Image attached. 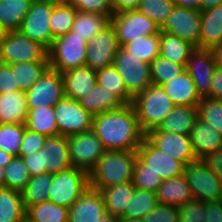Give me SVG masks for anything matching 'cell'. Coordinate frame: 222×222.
Here are the masks:
<instances>
[{
  "mask_svg": "<svg viewBox=\"0 0 222 222\" xmlns=\"http://www.w3.org/2000/svg\"><path fill=\"white\" fill-rule=\"evenodd\" d=\"M77 11L106 15L109 19L113 15L111 0H68Z\"/></svg>",
  "mask_w": 222,
  "mask_h": 222,
  "instance_id": "49",
  "label": "cell"
},
{
  "mask_svg": "<svg viewBox=\"0 0 222 222\" xmlns=\"http://www.w3.org/2000/svg\"><path fill=\"white\" fill-rule=\"evenodd\" d=\"M21 222H31V221L25 217Z\"/></svg>",
  "mask_w": 222,
  "mask_h": 222,
  "instance_id": "68",
  "label": "cell"
},
{
  "mask_svg": "<svg viewBox=\"0 0 222 222\" xmlns=\"http://www.w3.org/2000/svg\"><path fill=\"white\" fill-rule=\"evenodd\" d=\"M106 213L100 191L89 187L69 208L68 222H98Z\"/></svg>",
  "mask_w": 222,
  "mask_h": 222,
  "instance_id": "20",
  "label": "cell"
},
{
  "mask_svg": "<svg viewBox=\"0 0 222 222\" xmlns=\"http://www.w3.org/2000/svg\"><path fill=\"white\" fill-rule=\"evenodd\" d=\"M119 222H143V220H134V219H123V218H120Z\"/></svg>",
  "mask_w": 222,
  "mask_h": 222,
  "instance_id": "65",
  "label": "cell"
},
{
  "mask_svg": "<svg viewBox=\"0 0 222 222\" xmlns=\"http://www.w3.org/2000/svg\"><path fill=\"white\" fill-rule=\"evenodd\" d=\"M26 128L47 137L58 136V126L55 119L54 107H39L28 109Z\"/></svg>",
  "mask_w": 222,
  "mask_h": 222,
  "instance_id": "31",
  "label": "cell"
},
{
  "mask_svg": "<svg viewBox=\"0 0 222 222\" xmlns=\"http://www.w3.org/2000/svg\"><path fill=\"white\" fill-rule=\"evenodd\" d=\"M53 173H44L32 176L21 191L24 207L27 210L30 206H35L48 201V191L52 185Z\"/></svg>",
  "mask_w": 222,
  "mask_h": 222,
  "instance_id": "34",
  "label": "cell"
},
{
  "mask_svg": "<svg viewBox=\"0 0 222 222\" xmlns=\"http://www.w3.org/2000/svg\"><path fill=\"white\" fill-rule=\"evenodd\" d=\"M57 0H33L30 10L22 20L19 31L47 50L52 46L50 18Z\"/></svg>",
  "mask_w": 222,
  "mask_h": 222,
  "instance_id": "7",
  "label": "cell"
},
{
  "mask_svg": "<svg viewBox=\"0 0 222 222\" xmlns=\"http://www.w3.org/2000/svg\"><path fill=\"white\" fill-rule=\"evenodd\" d=\"M205 202L193 199L177 207L179 222H206Z\"/></svg>",
  "mask_w": 222,
  "mask_h": 222,
  "instance_id": "48",
  "label": "cell"
},
{
  "mask_svg": "<svg viewBox=\"0 0 222 222\" xmlns=\"http://www.w3.org/2000/svg\"><path fill=\"white\" fill-rule=\"evenodd\" d=\"M221 4H222V0H200V11L213 8Z\"/></svg>",
  "mask_w": 222,
  "mask_h": 222,
  "instance_id": "59",
  "label": "cell"
},
{
  "mask_svg": "<svg viewBox=\"0 0 222 222\" xmlns=\"http://www.w3.org/2000/svg\"><path fill=\"white\" fill-rule=\"evenodd\" d=\"M109 23L110 19L106 15L77 11L71 31L88 43Z\"/></svg>",
  "mask_w": 222,
  "mask_h": 222,
  "instance_id": "35",
  "label": "cell"
},
{
  "mask_svg": "<svg viewBox=\"0 0 222 222\" xmlns=\"http://www.w3.org/2000/svg\"><path fill=\"white\" fill-rule=\"evenodd\" d=\"M189 136L197 159H204L222 148V135L200 118H197Z\"/></svg>",
  "mask_w": 222,
  "mask_h": 222,
  "instance_id": "21",
  "label": "cell"
},
{
  "mask_svg": "<svg viewBox=\"0 0 222 222\" xmlns=\"http://www.w3.org/2000/svg\"><path fill=\"white\" fill-rule=\"evenodd\" d=\"M0 54L6 65L18 62H49L48 50L20 31L6 33Z\"/></svg>",
  "mask_w": 222,
  "mask_h": 222,
  "instance_id": "8",
  "label": "cell"
},
{
  "mask_svg": "<svg viewBox=\"0 0 222 222\" xmlns=\"http://www.w3.org/2000/svg\"><path fill=\"white\" fill-rule=\"evenodd\" d=\"M183 175L191 188L194 199L202 202L222 200L221 182L203 159L186 165Z\"/></svg>",
  "mask_w": 222,
  "mask_h": 222,
  "instance_id": "10",
  "label": "cell"
},
{
  "mask_svg": "<svg viewBox=\"0 0 222 222\" xmlns=\"http://www.w3.org/2000/svg\"><path fill=\"white\" fill-rule=\"evenodd\" d=\"M139 2L140 0H111L113 14L128 10H136Z\"/></svg>",
  "mask_w": 222,
  "mask_h": 222,
  "instance_id": "57",
  "label": "cell"
},
{
  "mask_svg": "<svg viewBox=\"0 0 222 222\" xmlns=\"http://www.w3.org/2000/svg\"><path fill=\"white\" fill-rule=\"evenodd\" d=\"M40 169L48 173H58L73 167L69 157L68 139L58 135L47 137L44 146L39 150Z\"/></svg>",
  "mask_w": 222,
  "mask_h": 222,
  "instance_id": "19",
  "label": "cell"
},
{
  "mask_svg": "<svg viewBox=\"0 0 222 222\" xmlns=\"http://www.w3.org/2000/svg\"><path fill=\"white\" fill-rule=\"evenodd\" d=\"M200 12V49H213L222 44V4Z\"/></svg>",
  "mask_w": 222,
  "mask_h": 222,
  "instance_id": "24",
  "label": "cell"
},
{
  "mask_svg": "<svg viewBox=\"0 0 222 222\" xmlns=\"http://www.w3.org/2000/svg\"><path fill=\"white\" fill-rule=\"evenodd\" d=\"M197 118V106H175L157 129L166 133L190 135Z\"/></svg>",
  "mask_w": 222,
  "mask_h": 222,
  "instance_id": "25",
  "label": "cell"
},
{
  "mask_svg": "<svg viewBox=\"0 0 222 222\" xmlns=\"http://www.w3.org/2000/svg\"><path fill=\"white\" fill-rule=\"evenodd\" d=\"M156 197L159 204L176 207L194 199L191 188L183 174L168 180H163V183L156 191Z\"/></svg>",
  "mask_w": 222,
  "mask_h": 222,
  "instance_id": "27",
  "label": "cell"
},
{
  "mask_svg": "<svg viewBox=\"0 0 222 222\" xmlns=\"http://www.w3.org/2000/svg\"><path fill=\"white\" fill-rule=\"evenodd\" d=\"M175 6L174 0H140L136 10L161 27Z\"/></svg>",
  "mask_w": 222,
  "mask_h": 222,
  "instance_id": "45",
  "label": "cell"
},
{
  "mask_svg": "<svg viewBox=\"0 0 222 222\" xmlns=\"http://www.w3.org/2000/svg\"><path fill=\"white\" fill-rule=\"evenodd\" d=\"M136 160V151H105L89 173L90 188L99 191L132 181Z\"/></svg>",
  "mask_w": 222,
  "mask_h": 222,
  "instance_id": "2",
  "label": "cell"
},
{
  "mask_svg": "<svg viewBox=\"0 0 222 222\" xmlns=\"http://www.w3.org/2000/svg\"><path fill=\"white\" fill-rule=\"evenodd\" d=\"M80 105L93 116L122 108L125 104L104 86L96 83L90 93L80 98Z\"/></svg>",
  "mask_w": 222,
  "mask_h": 222,
  "instance_id": "26",
  "label": "cell"
},
{
  "mask_svg": "<svg viewBox=\"0 0 222 222\" xmlns=\"http://www.w3.org/2000/svg\"><path fill=\"white\" fill-rule=\"evenodd\" d=\"M0 107L3 123L25 124L28 113L24 91L0 95Z\"/></svg>",
  "mask_w": 222,
  "mask_h": 222,
  "instance_id": "32",
  "label": "cell"
},
{
  "mask_svg": "<svg viewBox=\"0 0 222 222\" xmlns=\"http://www.w3.org/2000/svg\"><path fill=\"white\" fill-rule=\"evenodd\" d=\"M4 60L2 59L1 57V54H0V69L4 66Z\"/></svg>",
  "mask_w": 222,
  "mask_h": 222,
  "instance_id": "66",
  "label": "cell"
},
{
  "mask_svg": "<svg viewBox=\"0 0 222 222\" xmlns=\"http://www.w3.org/2000/svg\"><path fill=\"white\" fill-rule=\"evenodd\" d=\"M6 33L7 32L0 27V49H1V46L3 44Z\"/></svg>",
  "mask_w": 222,
  "mask_h": 222,
  "instance_id": "64",
  "label": "cell"
},
{
  "mask_svg": "<svg viewBox=\"0 0 222 222\" xmlns=\"http://www.w3.org/2000/svg\"><path fill=\"white\" fill-rule=\"evenodd\" d=\"M20 91L16 83L15 73L12 72L11 66L4 64L0 69V95Z\"/></svg>",
  "mask_w": 222,
  "mask_h": 222,
  "instance_id": "52",
  "label": "cell"
},
{
  "mask_svg": "<svg viewBox=\"0 0 222 222\" xmlns=\"http://www.w3.org/2000/svg\"><path fill=\"white\" fill-rule=\"evenodd\" d=\"M135 189L133 182L130 181L99 190L103 197L106 212L120 218L132 199Z\"/></svg>",
  "mask_w": 222,
  "mask_h": 222,
  "instance_id": "28",
  "label": "cell"
},
{
  "mask_svg": "<svg viewBox=\"0 0 222 222\" xmlns=\"http://www.w3.org/2000/svg\"><path fill=\"white\" fill-rule=\"evenodd\" d=\"M5 187V174L4 168L0 166V188Z\"/></svg>",
  "mask_w": 222,
  "mask_h": 222,
  "instance_id": "63",
  "label": "cell"
},
{
  "mask_svg": "<svg viewBox=\"0 0 222 222\" xmlns=\"http://www.w3.org/2000/svg\"><path fill=\"white\" fill-rule=\"evenodd\" d=\"M88 43L71 30L53 40L48 50L49 68L60 73L85 65Z\"/></svg>",
  "mask_w": 222,
  "mask_h": 222,
  "instance_id": "4",
  "label": "cell"
},
{
  "mask_svg": "<svg viewBox=\"0 0 222 222\" xmlns=\"http://www.w3.org/2000/svg\"><path fill=\"white\" fill-rule=\"evenodd\" d=\"M159 204L156 193L135 189L134 195L127 205L123 219L143 220L144 216L154 210Z\"/></svg>",
  "mask_w": 222,
  "mask_h": 222,
  "instance_id": "37",
  "label": "cell"
},
{
  "mask_svg": "<svg viewBox=\"0 0 222 222\" xmlns=\"http://www.w3.org/2000/svg\"><path fill=\"white\" fill-rule=\"evenodd\" d=\"M69 157L73 167L88 173L96 166L105 153L102 142L93 130L67 136Z\"/></svg>",
  "mask_w": 222,
  "mask_h": 222,
  "instance_id": "12",
  "label": "cell"
},
{
  "mask_svg": "<svg viewBox=\"0 0 222 222\" xmlns=\"http://www.w3.org/2000/svg\"><path fill=\"white\" fill-rule=\"evenodd\" d=\"M118 48L115 28L109 23L88 41L85 65L94 71L113 65Z\"/></svg>",
  "mask_w": 222,
  "mask_h": 222,
  "instance_id": "15",
  "label": "cell"
},
{
  "mask_svg": "<svg viewBox=\"0 0 222 222\" xmlns=\"http://www.w3.org/2000/svg\"><path fill=\"white\" fill-rule=\"evenodd\" d=\"M26 209L20 191L0 188V222H21Z\"/></svg>",
  "mask_w": 222,
  "mask_h": 222,
  "instance_id": "33",
  "label": "cell"
},
{
  "mask_svg": "<svg viewBox=\"0 0 222 222\" xmlns=\"http://www.w3.org/2000/svg\"><path fill=\"white\" fill-rule=\"evenodd\" d=\"M24 132L25 124L2 123L0 125V149L12 156H18Z\"/></svg>",
  "mask_w": 222,
  "mask_h": 222,
  "instance_id": "43",
  "label": "cell"
},
{
  "mask_svg": "<svg viewBox=\"0 0 222 222\" xmlns=\"http://www.w3.org/2000/svg\"><path fill=\"white\" fill-rule=\"evenodd\" d=\"M200 28L201 12L199 10L176 5L160 27V31L168 32L200 48Z\"/></svg>",
  "mask_w": 222,
  "mask_h": 222,
  "instance_id": "14",
  "label": "cell"
},
{
  "mask_svg": "<svg viewBox=\"0 0 222 222\" xmlns=\"http://www.w3.org/2000/svg\"><path fill=\"white\" fill-rule=\"evenodd\" d=\"M5 187L22 191L31 176L22 157L13 156L10 163L4 167Z\"/></svg>",
  "mask_w": 222,
  "mask_h": 222,
  "instance_id": "42",
  "label": "cell"
},
{
  "mask_svg": "<svg viewBox=\"0 0 222 222\" xmlns=\"http://www.w3.org/2000/svg\"><path fill=\"white\" fill-rule=\"evenodd\" d=\"M123 48L140 60L150 64L159 56L160 33L137 38L124 45Z\"/></svg>",
  "mask_w": 222,
  "mask_h": 222,
  "instance_id": "41",
  "label": "cell"
},
{
  "mask_svg": "<svg viewBox=\"0 0 222 222\" xmlns=\"http://www.w3.org/2000/svg\"><path fill=\"white\" fill-rule=\"evenodd\" d=\"M197 110L198 118L207 122L222 135V101L201 98Z\"/></svg>",
  "mask_w": 222,
  "mask_h": 222,
  "instance_id": "46",
  "label": "cell"
},
{
  "mask_svg": "<svg viewBox=\"0 0 222 222\" xmlns=\"http://www.w3.org/2000/svg\"><path fill=\"white\" fill-rule=\"evenodd\" d=\"M137 158L144 164V171H152L163 180L180 176L185 165L157 149L146 137L136 151Z\"/></svg>",
  "mask_w": 222,
  "mask_h": 222,
  "instance_id": "16",
  "label": "cell"
},
{
  "mask_svg": "<svg viewBox=\"0 0 222 222\" xmlns=\"http://www.w3.org/2000/svg\"><path fill=\"white\" fill-rule=\"evenodd\" d=\"M25 95L28 109L54 107L65 96L62 73L48 68Z\"/></svg>",
  "mask_w": 222,
  "mask_h": 222,
  "instance_id": "13",
  "label": "cell"
},
{
  "mask_svg": "<svg viewBox=\"0 0 222 222\" xmlns=\"http://www.w3.org/2000/svg\"><path fill=\"white\" fill-rule=\"evenodd\" d=\"M96 82L115 94L125 105L132 104L133 97L127 92L123 78L113 65L97 70Z\"/></svg>",
  "mask_w": 222,
  "mask_h": 222,
  "instance_id": "39",
  "label": "cell"
},
{
  "mask_svg": "<svg viewBox=\"0 0 222 222\" xmlns=\"http://www.w3.org/2000/svg\"><path fill=\"white\" fill-rule=\"evenodd\" d=\"M54 114L59 135L67 137L92 130L94 116L78 100L64 96L54 106Z\"/></svg>",
  "mask_w": 222,
  "mask_h": 222,
  "instance_id": "11",
  "label": "cell"
},
{
  "mask_svg": "<svg viewBox=\"0 0 222 222\" xmlns=\"http://www.w3.org/2000/svg\"><path fill=\"white\" fill-rule=\"evenodd\" d=\"M69 208L45 201L30 206L26 210V218L31 222H68Z\"/></svg>",
  "mask_w": 222,
  "mask_h": 222,
  "instance_id": "40",
  "label": "cell"
},
{
  "mask_svg": "<svg viewBox=\"0 0 222 222\" xmlns=\"http://www.w3.org/2000/svg\"><path fill=\"white\" fill-rule=\"evenodd\" d=\"M212 51L214 53L217 68L222 70V44L214 47Z\"/></svg>",
  "mask_w": 222,
  "mask_h": 222,
  "instance_id": "60",
  "label": "cell"
},
{
  "mask_svg": "<svg viewBox=\"0 0 222 222\" xmlns=\"http://www.w3.org/2000/svg\"><path fill=\"white\" fill-rule=\"evenodd\" d=\"M216 68L212 49L195 48L190 54L185 70L193 79L200 98H210V83Z\"/></svg>",
  "mask_w": 222,
  "mask_h": 222,
  "instance_id": "18",
  "label": "cell"
},
{
  "mask_svg": "<svg viewBox=\"0 0 222 222\" xmlns=\"http://www.w3.org/2000/svg\"><path fill=\"white\" fill-rule=\"evenodd\" d=\"M132 105L135 109L138 123L146 135L149 131L158 128L164 118L175 107L171 98L163 88L151 84L144 92L133 98Z\"/></svg>",
  "mask_w": 222,
  "mask_h": 222,
  "instance_id": "3",
  "label": "cell"
},
{
  "mask_svg": "<svg viewBox=\"0 0 222 222\" xmlns=\"http://www.w3.org/2000/svg\"><path fill=\"white\" fill-rule=\"evenodd\" d=\"M22 158L28 168L31 177L46 173L45 169H40L39 151H34V153H30L29 155L23 156Z\"/></svg>",
  "mask_w": 222,
  "mask_h": 222,
  "instance_id": "56",
  "label": "cell"
},
{
  "mask_svg": "<svg viewBox=\"0 0 222 222\" xmlns=\"http://www.w3.org/2000/svg\"><path fill=\"white\" fill-rule=\"evenodd\" d=\"M92 130L106 151H137L145 137L132 104L95 115Z\"/></svg>",
  "mask_w": 222,
  "mask_h": 222,
  "instance_id": "1",
  "label": "cell"
},
{
  "mask_svg": "<svg viewBox=\"0 0 222 222\" xmlns=\"http://www.w3.org/2000/svg\"><path fill=\"white\" fill-rule=\"evenodd\" d=\"M33 0H0V27L6 32L19 31Z\"/></svg>",
  "mask_w": 222,
  "mask_h": 222,
  "instance_id": "30",
  "label": "cell"
},
{
  "mask_svg": "<svg viewBox=\"0 0 222 222\" xmlns=\"http://www.w3.org/2000/svg\"><path fill=\"white\" fill-rule=\"evenodd\" d=\"M206 222H222V200L205 202Z\"/></svg>",
  "mask_w": 222,
  "mask_h": 222,
  "instance_id": "53",
  "label": "cell"
},
{
  "mask_svg": "<svg viewBox=\"0 0 222 222\" xmlns=\"http://www.w3.org/2000/svg\"><path fill=\"white\" fill-rule=\"evenodd\" d=\"M176 206L158 204V206L144 216L143 222H179Z\"/></svg>",
  "mask_w": 222,
  "mask_h": 222,
  "instance_id": "50",
  "label": "cell"
},
{
  "mask_svg": "<svg viewBox=\"0 0 222 222\" xmlns=\"http://www.w3.org/2000/svg\"><path fill=\"white\" fill-rule=\"evenodd\" d=\"M145 137L157 149L182 162L185 166L198 160L189 135L166 133L156 128L149 131Z\"/></svg>",
  "mask_w": 222,
  "mask_h": 222,
  "instance_id": "17",
  "label": "cell"
},
{
  "mask_svg": "<svg viewBox=\"0 0 222 222\" xmlns=\"http://www.w3.org/2000/svg\"><path fill=\"white\" fill-rule=\"evenodd\" d=\"M1 110V107H0ZM3 123V117H2V112L0 111V125Z\"/></svg>",
  "mask_w": 222,
  "mask_h": 222,
  "instance_id": "67",
  "label": "cell"
},
{
  "mask_svg": "<svg viewBox=\"0 0 222 222\" xmlns=\"http://www.w3.org/2000/svg\"><path fill=\"white\" fill-rule=\"evenodd\" d=\"M174 2L177 6L200 11V0H174Z\"/></svg>",
  "mask_w": 222,
  "mask_h": 222,
  "instance_id": "58",
  "label": "cell"
},
{
  "mask_svg": "<svg viewBox=\"0 0 222 222\" xmlns=\"http://www.w3.org/2000/svg\"><path fill=\"white\" fill-rule=\"evenodd\" d=\"M113 66L123 78L127 92L133 98L152 84L150 64L135 57L121 46L113 59Z\"/></svg>",
  "mask_w": 222,
  "mask_h": 222,
  "instance_id": "6",
  "label": "cell"
},
{
  "mask_svg": "<svg viewBox=\"0 0 222 222\" xmlns=\"http://www.w3.org/2000/svg\"><path fill=\"white\" fill-rule=\"evenodd\" d=\"M12 158L13 156L11 154L0 149V166L1 167L3 168L6 167L10 163Z\"/></svg>",
  "mask_w": 222,
  "mask_h": 222,
  "instance_id": "61",
  "label": "cell"
},
{
  "mask_svg": "<svg viewBox=\"0 0 222 222\" xmlns=\"http://www.w3.org/2000/svg\"><path fill=\"white\" fill-rule=\"evenodd\" d=\"M132 182L136 189L156 193L159 186L163 183V179L152 171H144V164L137 158L134 164Z\"/></svg>",
  "mask_w": 222,
  "mask_h": 222,
  "instance_id": "47",
  "label": "cell"
},
{
  "mask_svg": "<svg viewBox=\"0 0 222 222\" xmlns=\"http://www.w3.org/2000/svg\"><path fill=\"white\" fill-rule=\"evenodd\" d=\"M64 94L68 98L79 100L92 91L96 85V71L86 65L62 73Z\"/></svg>",
  "mask_w": 222,
  "mask_h": 222,
  "instance_id": "22",
  "label": "cell"
},
{
  "mask_svg": "<svg viewBox=\"0 0 222 222\" xmlns=\"http://www.w3.org/2000/svg\"><path fill=\"white\" fill-rule=\"evenodd\" d=\"M77 9L68 1H58L54 6L51 18L50 29L53 40L66 35L73 26Z\"/></svg>",
  "mask_w": 222,
  "mask_h": 222,
  "instance_id": "36",
  "label": "cell"
},
{
  "mask_svg": "<svg viewBox=\"0 0 222 222\" xmlns=\"http://www.w3.org/2000/svg\"><path fill=\"white\" fill-rule=\"evenodd\" d=\"M118 217L113 216L112 214L106 213L102 218L98 220V222H119Z\"/></svg>",
  "mask_w": 222,
  "mask_h": 222,
  "instance_id": "62",
  "label": "cell"
},
{
  "mask_svg": "<svg viewBox=\"0 0 222 222\" xmlns=\"http://www.w3.org/2000/svg\"><path fill=\"white\" fill-rule=\"evenodd\" d=\"M203 160L209 166V169L220 180L222 185V148L206 156Z\"/></svg>",
  "mask_w": 222,
  "mask_h": 222,
  "instance_id": "54",
  "label": "cell"
},
{
  "mask_svg": "<svg viewBox=\"0 0 222 222\" xmlns=\"http://www.w3.org/2000/svg\"><path fill=\"white\" fill-rule=\"evenodd\" d=\"M161 87L175 106H197L201 100L195 83L186 70Z\"/></svg>",
  "mask_w": 222,
  "mask_h": 222,
  "instance_id": "23",
  "label": "cell"
},
{
  "mask_svg": "<svg viewBox=\"0 0 222 222\" xmlns=\"http://www.w3.org/2000/svg\"><path fill=\"white\" fill-rule=\"evenodd\" d=\"M195 48L191 43L177 36L160 31L159 55L165 59L186 67L188 58Z\"/></svg>",
  "mask_w": 222,
  "mask_h": 222,
  "instance_id": "29",
  "label": "cell"
},
{
  "mask_svg": "<svg viewBox=\"0 0 222 222\" xmlns=\"http://www.w3.org/2000/svg\"><path fill=\"white\" fill-rule=\"evenodd\" d=\"M10 66L20 91L26 92L49 68V62H18Z\"/></svg>",
  "mask_w": 222,
  "mask_h": 222,
  "instance_id": "38",
  "label": "cell"
},
{
  "mask_svg": "<svg viewBox=\"0 0 222 222\" xmlns=\"http://www.w3.org/2000/svg\"><path fill=\"white\" fill-rule=\"evenodd\" d=\"M110 23L115 28L117 42L121 47L137 38L160 33L159 25L137 10L115 13Z\"/></svg>",
  "mask_w": 222,
  "mask_h": 222,
  "instance_id": "9",
  "label": "cell"
},
{
  "mask_svg": "<svg viewBox=\"0 0 222 222\" xmlns=\"http://www.w3.org/2000/svg\"><path fill=\"white\" fill-rule=\"evenodd\" d=\"M46 139L47 136L30 131L25 125V132L18 156L23 157L34 153V151L38 152L44 146Z\"/></svg>",
  "mask_w": 222,
  "mask_h": 222,
  "instance_id": "51",
  "label": "cell"
},
{
  "mask_svg": "<svg viewBox=\"0 0 222 222\" xmlns=\"http://www.w3.org/2000/svg\"><path fill=\"white\" fill-rule=\"evenodd\" d=\"M89 187V173L70 167L53 174L48 201L70 208Z\"/></svg>",
  "mask_w": 222,
  "mask_h": 222,
  "instance_id": "5",
  "label": "cell"
},
{
  "mask_svg": "<svg viewBox=\"0 0 222 222\" xmlns=\"http://www.w3.org/2000/svg\"><path fill=\"white\" fill-rule=\"evenodd\" d=\"M184 71L185 66L176 64L160 55L150 63L151 82L158 86L176 78Z\"/></svg>",
  "mask_w": 222,
  "mask_h": 222,
  "instance_id": "44",
  "label": "cell"
},
{
  "mask_svg": "<svg viewBox=\"0 0 222 222\" xmlns=\"http://www.w3.org/2000/svg\"><path fill=\"white\" fill-rule=\"evenodd\" d=\"M210 98L222 101V70L216 68L211 78Z\"/></svg>",
  "mask_w": 222,
  "mask_h": 222,
  "instance_id": "55",
  "label": "cell"
}]
</instances>
